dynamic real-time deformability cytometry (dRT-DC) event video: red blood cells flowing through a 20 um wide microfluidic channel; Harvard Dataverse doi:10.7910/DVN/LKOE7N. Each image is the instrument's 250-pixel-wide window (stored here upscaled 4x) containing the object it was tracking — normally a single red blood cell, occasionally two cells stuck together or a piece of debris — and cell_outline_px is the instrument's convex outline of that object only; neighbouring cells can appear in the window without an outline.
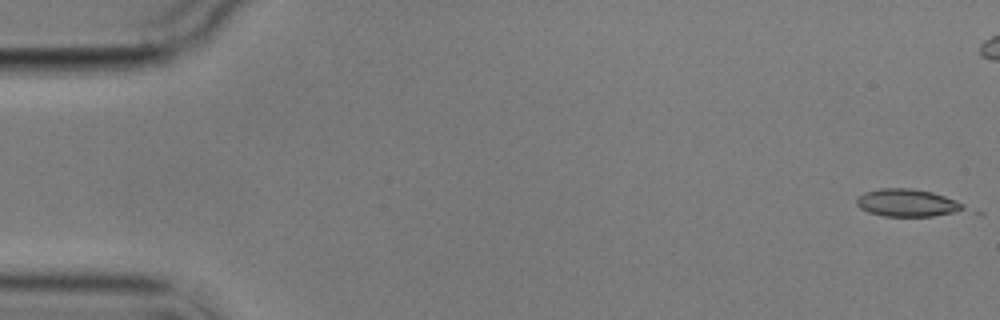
{"species": "common noctule bat (a hibernating species)", "species_latin": "Nyctalus noctula", "temperature_condition": "cold", "stored_images_in_passage": 2, "camera_frame_rate_fps": 3000, "um_per_image_px": 0.085, "animal": {"sex": "male", "body_mass_g": 17.9}, "frame": {"image": 1, "passage_image": 1, "time_ms": 0.0, "image_size_px": [1000, 320], "cell_outline_px": [[984, 216], [884, 216], [868, 212], [860, 208], [856, 204], [856, 200], [864, 192], [880, 188], [912, 188], [932, 192], [944, 196], [984, 212]], "centroid_in_image_um": [77.56, 17.31], "position_along_channel_um": 7.4, "area_um2": 18.9}}